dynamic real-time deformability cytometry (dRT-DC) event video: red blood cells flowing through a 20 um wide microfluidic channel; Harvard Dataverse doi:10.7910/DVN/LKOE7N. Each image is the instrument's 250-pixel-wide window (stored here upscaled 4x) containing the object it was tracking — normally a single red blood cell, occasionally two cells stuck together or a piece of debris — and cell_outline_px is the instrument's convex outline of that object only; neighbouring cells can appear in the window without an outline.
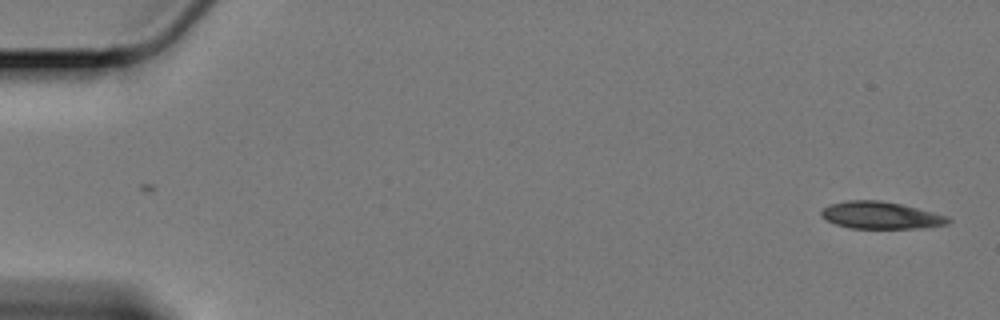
{"species": "Egyptian fruit bat (a non-hibernating species)", "species_latin": "Rousettus aegyptiacus", "temperature_condition": "cold", "stored_images_in_passage": 58, "camera_frame_rate_fps": 3000, "um_per_image_px": 0.085, "animal": {"sex": "female"}, "frame": {"image": 1, "passage_image": 1, "time_ms": 0.0, "image_size_px": [1000, 320], "cell_outline_px": [[952, 220], [948, 224], [920, 228], [848, 228], [824, 220], [820, 216], [820, 212], [824, 208], [832, 204], [848, 200], [880, 200], [900, 204], [948, 216]], "centroid_in_image_um": [74.84, 18.31], "position_along_channel_um": 10.2, "area_um2": 20.0}}
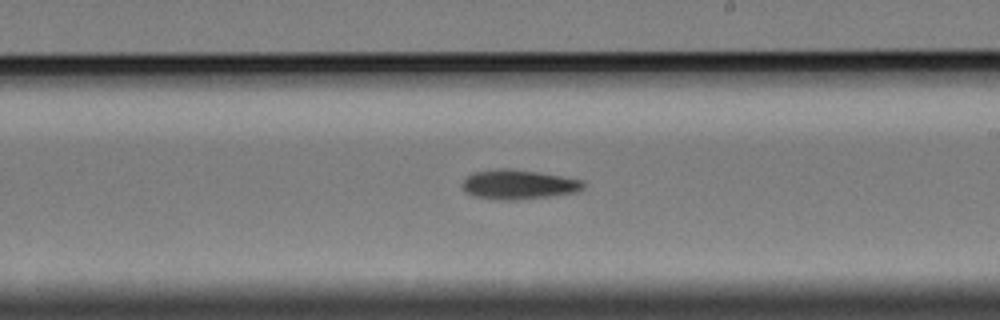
{"frame": {"image": 2, "passage_image": 34, "time_ms": 11.0, "image_size_px": [1000, 320], "cell_outline_px": [[584, 188], [576, 192], [548, 196], [512, 200], [500, 200], [472, 196], [460, 184], [468, 176], [476, 172], [504, 168], [508, 168], [536, 172], [584, 180]], "centroid_in_image_um": [44.08, 15.69], "position_along_channel_um": 244.9, "area_um2": 20.46}}
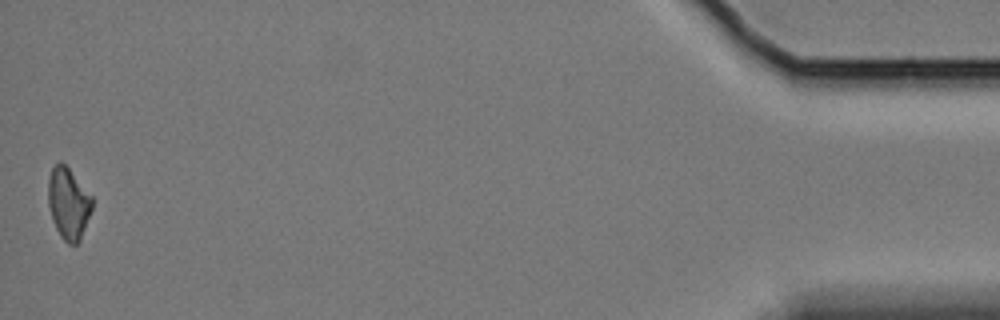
{"frame": {"image": 3, "passage_image": 58, "time_ms": 19.0, "image_size_px": [1000, 320], "cell_outline_px": [[92, 208], [80, 240], [76, 244], [68, 244], [60, 236], [52, 220], [48, 204], [48, 180], [52, 168], [60, 160], [68, 168], [92, 196]], "centroid_in_image_um": [5.8, 17.3], "position_along_channel_um": 429.4, "area_um2": 18.15}, "authors_computed_cell_mechanics": {"area_um2": 20.4612, "velocity_mm_per_s": 3.3807, "shape_relaxation_time_tau1_ms": 3.7899, "shape_relaxation_time_tau2_ms": null, "deformation_change_tau1": 0.1124, "deformation_change_tau2": null}}